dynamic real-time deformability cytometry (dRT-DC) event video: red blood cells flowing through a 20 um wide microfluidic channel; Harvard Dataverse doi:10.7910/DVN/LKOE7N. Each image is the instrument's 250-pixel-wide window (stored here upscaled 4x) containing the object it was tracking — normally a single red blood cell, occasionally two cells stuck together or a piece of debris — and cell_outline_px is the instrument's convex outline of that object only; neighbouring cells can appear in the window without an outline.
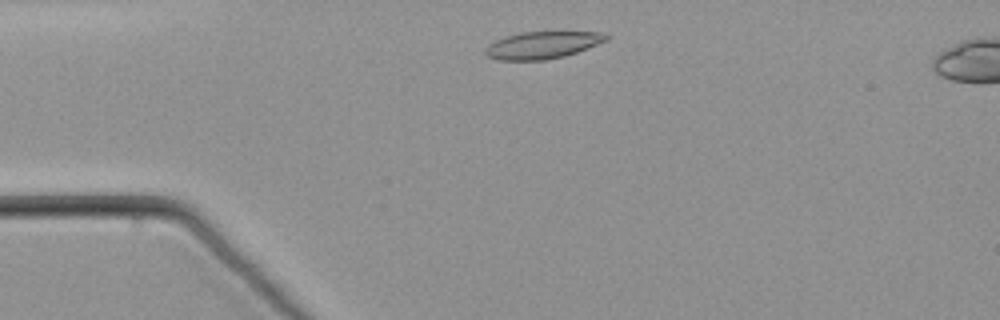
{"species": "common noctule bat (a hibernating species)", "species_latin": "Nyctalus noctula", "temperature_condition": "warm", "stored_images_in_passage": 46, "camera_frame_rate_fps": 3000, "um_per_image_px": 0.085, "animal": {"sex": "male", "body_mass_g": 21.5, "forearm_length_mm": 52.0}, "frame": {"image": 1, "passage_image": 3, "time_ms": 0.667, "image_size_px": [1000, 320], "cell_outline_px": [[608, 40], [588, 48], [564, 56], [544, 60], [496, 60], [488, 56], [484, 52], [484, 48], [488, 44], [504, 36], [520, 32], [604, 32], [608, 36]], "centroid_in_image_um": [46.07, 3.83], "position_along_channel_um": 38.9, "area_um2": 19.19}}
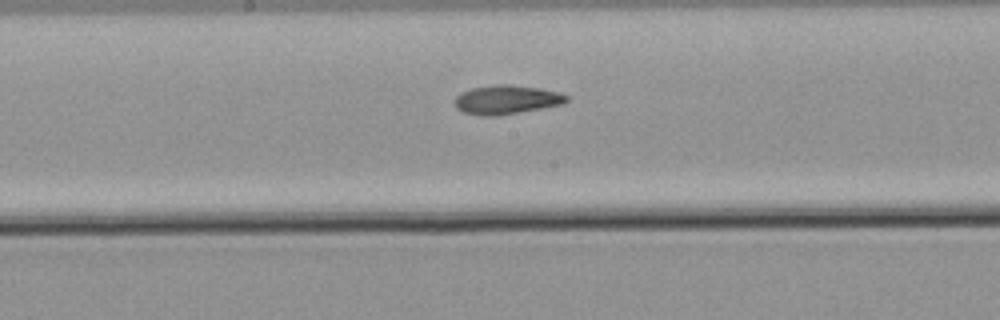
{"frame": {"image": 2, "passage_image": 19, "time_ms": 6.0, "image_size_px": [1000, 320], "cell_outline_px": [[568, 100], [564, 104], [496, 116], [480, 116], [464, 112], [456, 108], [452, 100], [460, 92], [472, 88], [500, 84], [508, 84], [540, 88], [560, 92], [568, 96]], "centroid_in_image_um": [43.03, 8.47], "position_along_channel_um": 205.2, "area_um2": 19.02}}
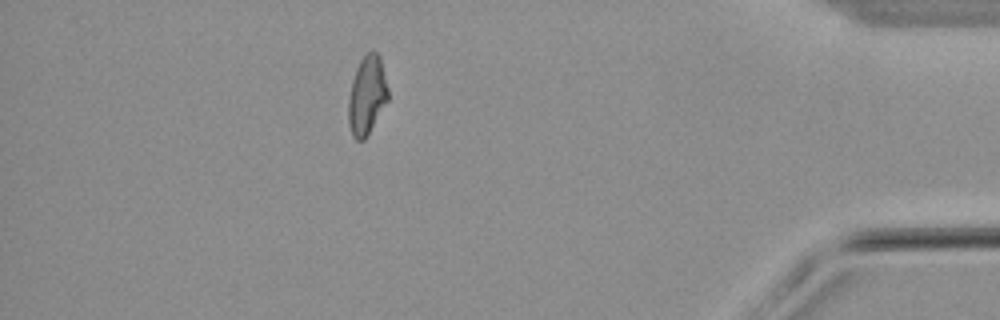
{"frame": {"image": 3, "passage_image": 39, "time_ms": 12.667, "image_size_px": [1000, 320], "cell_outline_px": [[388, 100], [364, 140], [356, 140], [352, 136], [348, 124], [348, 100], [352, 80], [356, 68], [360, 60], [372, 48], [380, 56], [388, 88]], "centroid_in_image_um": [31.18, 8.09], "position_along_channel_um": 404.0, "area_um2": 18.21}}